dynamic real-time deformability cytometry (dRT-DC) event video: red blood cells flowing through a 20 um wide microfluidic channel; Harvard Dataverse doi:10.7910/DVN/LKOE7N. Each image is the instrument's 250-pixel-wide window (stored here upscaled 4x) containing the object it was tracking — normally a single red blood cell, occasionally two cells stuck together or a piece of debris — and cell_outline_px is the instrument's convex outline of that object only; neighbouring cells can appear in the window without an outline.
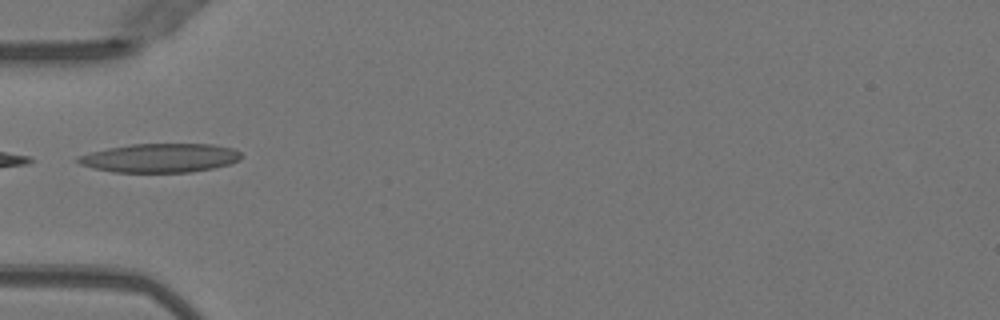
{"species": "Egyptian fruit bat (a non-hibernating species)", "species_latin": "Rousettus aegyptiacus", "temperature_condition": "warm", "stored_images_in_passage": 34, "camera_frame_rate_fps": 3000, "um_per_image_px": 0.085, "animal": {"sex": "female"}, "frame": {"image": 1, "passage_image": 1, "time_ms": 0.0, "image_size_px": [1000, 320], "cell_outline_px": [[240, 160], [228, 164], [212, 168], [192, 172], [112, 172], [92, 168], [80, 164], [76, 160], [76, 156], [108, 148], [132, 144], [212, 144], [232, 148], [240, 152]], "centroid_in_image_um": [13.58, 13.43], "position_along_channel_um": 71.4, "area_um2": 27.4}}
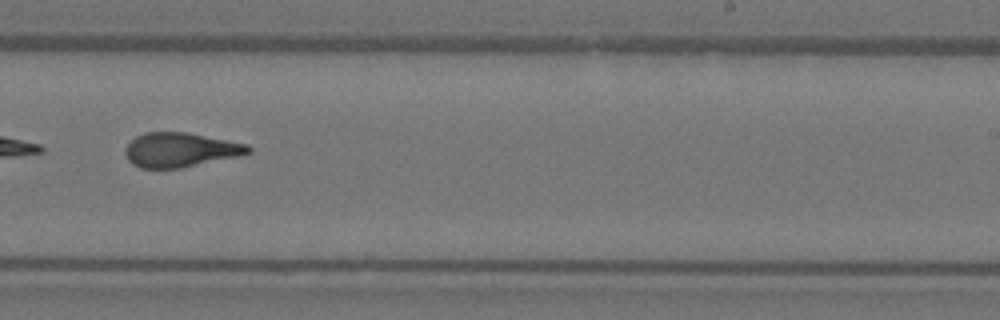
{"frame": {"image": 2, "passage_image": 16, "time_ms": 5.0, "image_size_px": [1000, 320], "cell_outline_px": [[252, 152], [240, 156], [180, 168], [140, 168], [132, 164], [128, 160], [124, 152], [124, 148], [136, 136], [144, 132], [184, 132], [248, 144], [252, 148]], "centroid_in_image_um": [15.32, 12.74], "position_along_channel_um": 273.7, "area_um2": 24.68}}
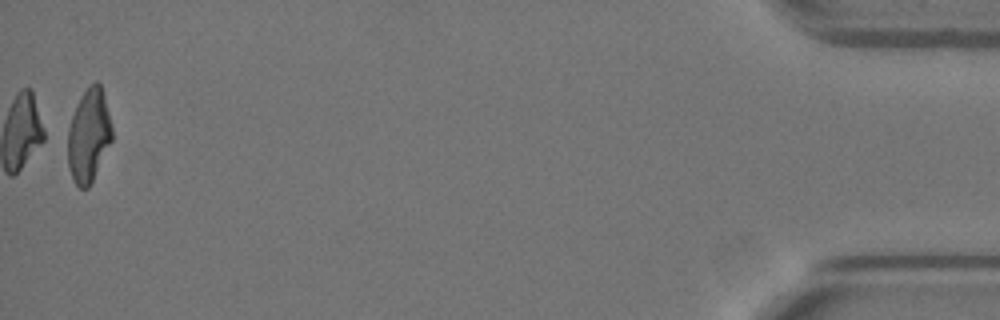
{"frame": {"image": 3, "passage_image": 34, "time_ms": 11.0, "image_size_px": [1000, 320], "cell_outline_px": [[112, 140], [88, 188], [80, 188], [72, 180], [68, 168], [68, 128], [76, 104], [80, 96], [88, 84], [96, 80], [100, 84], [104, 96], [112, 128]], "centroid_in_image_um": [7.52, 11.49], "position_along_channel_um": 427.7, "area_um2": 23.99}, "authors_computed_cell_mechanics": {"area_um2": 24.7962, "velocity_mm_per_s": 4.0411, "shape_relaxation_time_tau1_ms": null, "shape_relaxation_time_tau2_ms": 1.7727, "deformation_change_tau1": null, "deformation_change_tau2": 0.1113}}